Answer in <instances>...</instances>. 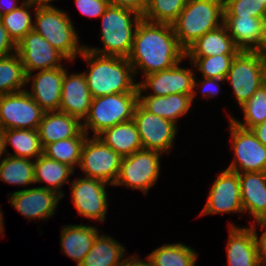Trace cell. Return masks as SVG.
Instances as JSON below:
<instances>
[{"mask_svg":"<svg viewBox=\"0 0 266 266\" xmlns=\"http://www.w3.org/2000/svg\"><path fill=\"white\" fill-rule=\"evenodd\" d=\"M123 157L108 147L99 137L84 141L78 167L85 177L103 180L114 186Z\"/></svg>","mask_w":266,"mask_h":266,"instance_id":"obj_9","label":"cell"},{"mask_svg":"<svg viewBox=\"0 0 266 266\" xmlns=\"http://www.w3.org/2000/svg\"><path fill=\"white\" fill-rule=\"evenodd\" d=\"M224 17H266V3L261 0H223Z\"/></svg>","mask_w":266,"mask_h":266,"instance_id":"obj_39","label":"cell"},{"mask_svg":"<svg viewBox=\"0 0 266 266\" xmlns=\"http://www.w3.org/2000/svg\"><path fill=\"white\" fill-rule=\"evenodd\" d=\"M107 185L103 180L89 177L77 178L71 182L72 202L78 214L85 218L104 222L108 200Z\"/></svg>","mask_w":266,"mask_h":266,"instance_id":"obj_13","label":"cell"},{"mask_svg":"<svg viewBox=\"0 0 266 266\" xmlns=\"http://www.w3.org/2000/svg\"><path fill=\"white\" fill-rule=\"evenodd\" d=\"M125 246L116 239L104 234H98L91 250L79 266H118L125 258Z\"/></svg>","mask_w":266,"mask_h":266,"instance_id":"obj_29","label":"cell"},{"mask_svg":"<svg viewBox=\"0 0 266 266\" xmlns=\"http://www.w3.org/2000/svg\"><path fill=\"white\" fill-rule=\"evenodd\" d=\"M65 72L66 68L59 67L26 75V84L32 83V91L26 92L45 112L59 110Z\"/></svg>","mask_w":266,"mask_h":266,"instance_id":"obj_19","label":"cell"},{"mask_svg":"<svg viewBox=\"0 0 266 266\" xmlns=\"http://www.w3.org/2000/svg\"><path fill=\"white\" fill-rule=\"evenodd\" d=\"M21 3L18 8L0 17L2 25L15 44L33 30V16L29 10L36 6L25 0Z\"/></svg>","mask_w":266,"mask_h":266,"instance_id":"obj_34","label":"cell"},{"mask_svg":"<svg viewBox=\"0 0 266 266\" xmlns=\"http://www.w3.org/2000/svg\"><path fill=\"white\" fill-rule=\"evenodd\" d=\"M244 124L234 117L228 116L237 126L251 130L266 119V89L262 85L242 106Z\"/></svg>","mask_w":266,"mask_h":266,"instance_id":"obj_37","label":"cell"},{"mask_svg":"<svg viewBox=\"0 0 266 266\" xmlns=\"http://www.w3.org/2000/svg\"><path fill=\"white\" fill-rule=\"evenodd\" d=\"M128 257V258H127ZM118 266H150V263L145 260H141L138 256H127Z\"/></svg>","mask_w":266,"mask_h":266,"instance_id":"obj_44","label":"cell"},{"mask_svg":"<svg viewBox=\"0 0 266 266\" xmlns=\"http://www.w3.org/2000/svg\"><path fill=\"white\" fill-rule=\"evenodd\" d=\"M37 130L43 149L59 140L88 136L78 118L60 111L45 112Z\"/></svg>","mask_w":266,"mask_h":266,"instance_id":"obj_22","label":"cell"},{"mask_svg":"<svg viewBox=\"0 0 266 266\" xmlns=\"http://www.w3.org/2000/svg\"><path fill=\"white\" fill-rule=\"evenodd\" d=\"M176 64L174 67L152 73L144 77V81L138 82V91H146L151 88L153 96H167L169 94H183L192 97L194 93L195 73L190 68H182Z\"/></svg>","mask_w":266,"mask_h":266,"instance_id":"obj_16","label":"cell"},{"mask_svg":"<svg viewBox=\"0 0 266 266\" xmlns=\"http://www.w3.org/2000/svg\"><path fill=\"white\" fill-rule=\"evenodd\" d=\"M35 22L33 30L46 39L57 51L62 53L68 61H74L81 55L85 45H80L74 23L67 12L55 7L34 8Z\"/></svg>","mask_w":266,"mask_h":266,"instance_id":"obj_5","label":"cell"},{"mask_svg":"<svg viewBox=\"0 0 266 266\" xmlns=\"http://www.w3.org/2000/svg\"><path fill=\"white\" fill-rule=\"evenodd\" d=\"M266 59L256 52L240 51L232 61L225 82L229 81L241 107L263 85Z\"/></svg>","mask_w":266,"mask_h":266,"instance_id":"obj_7","label":"cell"},{"mask_svg":"<svg viewBox=\"0 0 266 266\" xmlns=\"http://www.w3.org/2000/svg\"><path fill=\"white\" fill-rule=\"evenodd\" d=\"M244 213L241 202L239 173L225 169L212 184L207 202L199 215Z\"/></svg>","mask_w":266,"mask_h":266,"instance_id":"obj_15","label":"cell"},{"mask_svg":"<svg viewBox=\"0 0 266 266\" xmlns=\"http://www.w3.org/2000/svg\"><path fill=\"white\" fill-rule=\"evenodd\" d=\"M16 52V44L9 37L7 30L0 21V58L7 57Z\"/></svg>","mask_w":266,"mask_h":266,"instance_id":"obj_42","label":"cell"},{"mask_svg":"<svg viewBox=\"0 0 266 266\" xmlns=\"http://www.w3.org/2000/svg\"><path fill=\"white\" fill-rule=\"evenodd\" d=\"M187 0H148L142 19L172 24L184 9Z\"/></svg>","mask_w":266,"mask_h":266,"instance_id":"obj_36","label":"cell"},{"mask_svg":"<svg viewBox=\"0 0 266 266\" xmlns=\"http://www.w3.org/2000/svg\"><path fill=\"white\" fill-rule=\"evenodd\" d=\"M185 58L186 50L179 44L171 24L140 20L127 57L135 75L138 70L146 76L170 69Z\"/></svg>","mask_w":266,"mask_h":266,"instance_id":"obj_1","label":"cell"},{"mask_svg":"<svg viewBox=\"0 0 266 266\" xmlns=\"http://www.w3.org/2000/svg\"><path fill=\"white\" fill-rule=\"evenodd\" d=\"M260 266H266V229L260 237Z\"/></svg>","mask_w":266,"mask_h":266,"instance_id":"obj_48","label":"cell"},{"mask_svg":"<svg viewBox=\"0 0 266 266\" xmlns=\"http://www.w3.org/2000/svg\"><path fill=\"white\" fill-rule=\"evenodd\" d=\"M251 130L257 136V139L266 146V119L261 124L253 127Z\"/></svg>","mask_w":266,"mask_h":266,"instance_id":"obj_45","label":"cell"},{"mask_svg":"<svg viewBox=\"0 0 266 266\" xmlns=\"http://www.w3.org/2000/svg\"><path fill=\"white\" fill-rule=\"evenodd\" d=\"M223 21V0H187L171 25L179 44L186 50L205 33L222 26Z\"/></svg>","mask_w":266,"mask_h":266,"instance_id":"obj_4","label":"cell"},{"mask_svg":"<svg viewBox=\"0 0 266 266\" xmlns=\"http://www.w3.org/2000/svg\"><path fill=\"white\" fill-rule=\"evenodd\" d=\"M138 91V103L148 112L168 119L175 124L185 116L192 107V97L183 94H169L167 96L143 95Z\"/></svg>","mask_w":266,"mask_h":266,"instance_id":"obj_23","label":"cell"},{"mask_svg":"<svg viewBox=\"0 0 266 266\" xmlns=\"http://www.w3.org/2000/svg\"><path fill=\"white\" fill-rule=\"evenodd\" d=\"M240 50L224 25L205 33L186 49V57L238 54Z\"/></svg>","mask_w":266,"mask_h":266,"instance_id":"obj_26","label":"cell"},{"mask_svg":"<svg viewBox=\"0 0 266 266\" xmlns=\"http://www.w3.org/2000/svg\"><path fill=\"white\" fill-rule=\"evenodd\" d=\"M226 246L228 266H260V237L257 227L230 223Z\"/></svg>","mask_w":266,"mask_h":266,"instance_id":"obj_17","label":"cell"},{"mask_svg":"<svg viewBox=\"0 0 266 266\" xmlns=\"http://www.w3.org/2000/svg\"><path fill=\"white\" fill-rule=\"evenodd\" d=\"M87 137H71L48 144L43 154L48 158L68 164L75 170L79 165L81 150ZM77 165V166H76Z\"/></svg>","mask_w":266,"mask_h":266,"instance_id":"obj_35","label":"cell"},{"mask_svg":"<svg viewBox=\"0 0 266 266\" xmlns=\"http://www.w3.org/2000/svg\"><path fill=\"white\" fill-rule=\"evenodd\" d=\"M6 155L32 159L43 154V147L37 129H7L3 130ZM7 145L14 148V154L7 152Z\"/></svg>","mask_w":266,"mask_h":266,"instance_id":"obj_30","label":"cell"},{"mask_svg":"<svg viewBox=\"0 0 266 266\" xmlns=\"http://www.w3.org/2000/svg\"><path fill=\"white\" fill-rule=\"evenodd\" d=\"M3 0H0V17L10 13L14 9L18 8L20 5H18L17 0H6V3H2Z\"/></svg>","mask_w":266,"mask_h":266,"instance_id":"obj_46","label":"cell"},{"mask_svg":"<svg viewBox=\"0 0 266 266\" xmlns=\"http://www.w3.org/2000/svg\"><path fill=\"white\" fill-rule=\"evenodd\" d=\"M68 73L66 71L64 74L58 111L84 121L90 110L92 95L83 72L72 73L71 75Z\"/></svg>","mask_w":266,"mask_h":266,"instance_id":"obj_21","label":"cell"},{"mask_svg":"<svg viewBox=\"0 0 266 266\" xmlns=\"http://www.w3.org/2000/svg\"><path fill=\"white\" fill-rule=\"evenodd\" d=\"M234 158L227 169L237 173L266 172V146L252 130L237 126L229 119Z\"/></svg>","mask_w":266,"mask_h":266,"instance_id":"obj_10","label":"cell"},{"mask_svg":"<svg viewBox=\"0 0 266 266\" xmlns=\"http://www.w3.org/2000/svg\"><path fill=\"white\" fill-rule=\"evenodd\" d=\"M203 79H200V82L194 79V93L192 95V103L193 100L196 96L197 91L195 87L199 86L200 84V93L203 95V97H206L207 99L214 97L219 94L220 92V83L219 82H224V79H213V78H205L202 77ZM202 91V92H201Z\"/></svg>","mask_w":266,"mask_h":266,"instance_id":"obj_41","label":"cell"},{"mask_svg":"<svg viewBox=\"0 0 266 266\" xmlns=\"http://www.w3.org/2000/svg\"><path fill=\"white\" fill-rule=\"evenodd\" d=\"M266 17H224L223 25L240 51L254 52Z\"/></svg>","mask_w":266,"mask_h":266,"instance_id":"obj_25","label":"cell"},{"mask_svg":"<svg viewBox=\"0 0 266 266\" xmlns=\"http://www.w3.org/2000/svg\"><path fill=\"white\" fill-rule=\"evenodd\" d=\"M97 137L122 157L143 149L140 134L133 119L112 126Z\"/></svg>","mask_w":266,"mask_h":266,"instance_id":"obj_27","label":"cell"},{"mask_svg":"<svg viewBox=\"0 0 266 266\" xmlns=\"http://www.w3.org/2000/svg\"><path fill=\"white\" fill-rule=\"evenodd\" d=\"M109 5L132 9L142 15L146 9L148 0H107Z\"/></svg>","mask_w":266,"mask_h":266,"instance_id":"obj_43","label":"cell"},{"mask_svg":"<svg viewBox=\"0 0 266 266\" xmlns=\"http://www.w3.org/2000/svg\"><path fill=\"white\" fill-rule=\"evenodd\" d=\"M75 3L78 10L89 18H100L109 6L107 0H75Z\"/></svg>","mask_w":266,"mask_h":266,"instance_id":"obj_40","label":"cell"},{"mask_svg":"<svg viewBox=\"0 0 266 266\" xmlns=\"http://www.w3.org/2000/svg\"><path fill=\"white\" fill-rule=\"evenodd\" d=\"M8 195L11 206L31 221L35 218L46 220L53 216L62 198L56 192L41 186L18 190Z\"/></svg>","mask_w":266,"mask_h":266,"instance_id":"obj_18","label":"cell"},{"mask_svg":"<svg viewBox=\"0 0 266 266\" xmlns=\"http://www.w3.org/2000/svg\"><path fill=\"white\" fill-rule=\"evenodd\" d=\"M241 202L244 213L248 211L256 225L266 229V172L239 173Z\"/></svg>","mask_w":266,"mask_h":266,"instance_id":"obj_20","label":"cell"},{"mask_svg":"<svg viewBox=\"0 0 266 266\" xmlns=\"http://www.w3.org/2000/svg\"><path fill=\"white\" fill-rule=\"evenodd\" d=\"M88 63L83 72L92 98L109 94L138 92V82L129 60L118 56H102L84 49L80 55Z\"/></svg>","mask_w":266,"mask_h":266,"instance_id":"obj_2","label":"cell"},{"mask_svg":"<svg viewBox=\"0 0 266 266\" xmlns=\"http://www.w3.org/2000/svg\"><path fill=\"white\" fill-rule=\"evenodd\" d=\"M45 111L26 89L0 96V129H38Z\"/></svg>","mask_w":266,"mask_h":266,"instance_id":"obj_11","label":"cell"},{"mask_svg":"<svg viewBox=\"0 0 266 266\" xmlns=\"http://www.w3.org/2000/svg\"><path fill=\"white\" fill-rule=\"evenodd\" d=\"M98 229L90 225H65L60 235L61 252L75 260L79 266L84 257L91 250Z\"/></svg>","mask_w":266,"mask_h":266,"instance_id":"obj_24","label":"cell"},{"mask_svg":"<svg viewBox=\"0 0 266 266\" xmlns=\"http://www.w3.org/2000/svg\"><path fill=\"white\" fill-rule=\"evenodd\" d=\"M100 18L102 19L100 35L104 47L92 48L86 45L85 48L102 56L127 58L142 15L132 9L109 5Z\"/></svg>","mask_w":266,"mask_h":266,"instance_id":"obj_3","label":"cell"},{"mask_svg":"<svg viewBox=\"0 0 266 266\" xmlns=\"http://www.w3.org/2000/svg\"><path fill=\"white\" fill-rule=\"evenodd\" d=\"M161 153L141 149L122 159L114 186H126L147 195L160 175Z\"/></svg>","mask_w":266,"mask_h":266,"instance_id":"obj_8","label":"cell"},{"mask_svg":"<svg viewBox=\"0 0 266 266\" xmlns=\"http://www.w3.org/2000/svg\"><path fill=\"white\" fill-rule=\"evenodd\" d=\"M133 121L140 134L143 149L164 154L173 147L178 132L174 122L148 112L139 103L135 108Z\"/></svg>","mask_w":266,"mask_h":266,"instance_id":"obj_12","label":"cell"},{"mask_svg":"<svg viewBox=\"0 0 266 266\" xmlns=\"http://www.w3.org/2000/svg\"><path fill=\"white\" fill-rule=\"evenodd\" d=\"M263 86H264L265 89H266V73H265V75H264V79H263Z\"/></svg>","mask_w":266,"mask_h":266,"instance_id":"obj_52","label":"cell"},{"mask_svg":"<svg viewBox=\"0 0 266 266\" xmlns=\"http://www.w3.org/2000/svg\"><path fill=\"white\" fill-rule=\"evenodd\" d=\"M1 209V208H0ZM4 231V217H3V212L0 210V236Z\"/></svg>","mask_w":266,"mask_h":266,"instance_id":"obj_51","label":"cell"},{"mask_svg":"<svg viewBox=\"0 0 266 266\" xmlns=\"http://www.w3.org/2000/svg\"><path fill=\"white\" fill-rule=\"evenodd\" d=\"M25 1L32 3L36 7H54V5H52L49 2H52L55 0H25Z\"/></svg>","mask_w":266,"mask_h":266,"instance_id":"obj_49","label":"cell"},{"mask_svg":"<svg viewBox=\"0 0 266 266\" xmlns=\"http://www.w3.org/2000/svg\"><path fill=\"white\" fill-rule=\"evenodd\" d=\"M0 181L20 186L35 183L34 161L5 154L0 162Z\"/></svg>","mask_w":266,"mask_h":266,"instance_id":"obj_33","label":"cell"},{"mask_svg":"<svg viewBox=\"0 0 266 266\" xmlns=\"http://www.w3.org/2000/svg\"><path fill=\"white\" fill-rule=\"evenodd\" d=\"M138 104V92L109 94L92 98L90 110L82 122L83 131L89 129L98 136L104 130L133 119Z\"/></svg>","mask_w":266,"mask_h":266,"instance_id":"obj_6","label":"cell"},{"mask_svg":"<svg viewBox=\"0 0 266 266\" xmlns=\"http://www.w3.org/2000/svg\"><path fill=\"white\" fill-rule=\"evenodd\" d=\"M74 173V169L68 164L58 162L42 154L34 161V181L35 183H45L43 188L56 192L61 197L64 193L60 188L65 183H69V176Z\"/></svg>","mask_w":266,"mask_h":266,"instance_id":"obj_28","label":"cell"},{"mask_svg":"<svg viewBox=\"0 0 266 266\" xmlns=\"http://www.w3.org/2000/svg\"><path fill=\"white\" fill-rule=\"evenodd\" d=\"M4 152H6L5 143H4V134H3V130L0 129V158L1 156H3Z\"/></svg>","mask_w":266,"mask_h":266,"instance_id":"obj_50","label":"cell"},{"mask_svg":"<svg viewBox=\"0 0 266 266\" xmlns=\"http://www.w3.org/2000/svg\"><path fill=\"white\" fill-rule=\"evenodd\" d=\"M26 73L20 56L15 52L0 58V96L23 91Z\"/></svg>","mask_w":266,"mask_h":266,"instance_id":"obj_32","label":"cell"},{"mask_svg":"<svg viewBox=\"0 0 266 266\" xmlns=\"http://www.w3.org/2000/svg\"><path fill=\"white\" fill-rule=\"evenodd\" d=\"M16 53L21 58L26 75L33 71L63 67L62 61L68 60L34 30L16 44Z\"/></svg>","mask_w":266,"mask_h":266,"instance_id":"obj_14","label":"cell"},{"mask_svg":"<svg viewBox=\"0 0 266 266\" xmlns=\"http://www.w3.org/2000/svg\"><path fill=\"white\" fill-rule=\"evenodd\" d=\"M261 55L262 57H266V18L263 23V28H262V35L260 38V42L258 44L257 49L254 51Z\"/></svg>","mask_w":266,"mask_h":266,"instance_id":"obj_47","label":"cell"},{"mask_svg":"<svg viewBox=\"0 0 266 266\" xmlns=\"http://www.w3.org/2000/svg\"><path fill=\"white\" fill-rule=\"evenodd\" d=\"M237 54H222L206 57H186L190 59L192 68H198L202 77L224 79L229 72L232 61Z\"/></svg>","mask_w":266,"mask_h":266,"instance_id":"obj_38","label":"cell"},{"mask_svg":"<svg viewBox=\"0 0 266 266\" xmlns=\"http://www.w3.org/2000/svg\"><path fill=\"white\" fill-rule=\"evenodd\" d=\"M150 266H195L198 253L182 243L164 244L146 257Z\"/></svg>","mask_w":266,"mask_h":266,"instance_id":"obj_31","label":"cell"}]
</instances>
